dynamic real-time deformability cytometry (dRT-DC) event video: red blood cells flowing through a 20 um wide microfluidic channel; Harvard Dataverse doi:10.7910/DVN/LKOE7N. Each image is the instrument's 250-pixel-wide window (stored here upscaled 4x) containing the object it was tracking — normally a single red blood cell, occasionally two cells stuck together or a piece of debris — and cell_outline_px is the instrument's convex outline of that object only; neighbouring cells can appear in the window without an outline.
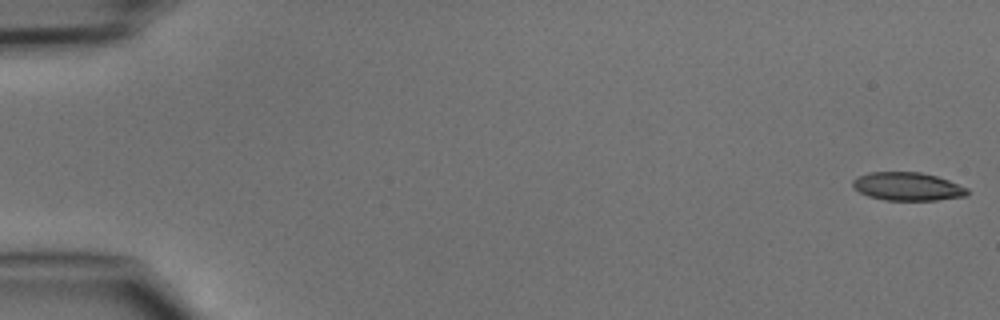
{"species": "common noctule bat (a hibernating species)", "species_latin": "Nyctalus noctula", "temperature_condition": "cold", "stored_images_in_passage": 48, "camera_frame_rate_fps": 3000, "um_per_image_px": 0.085, "animal": {"sex": "male", "body_mass_g": 15.6}, "frame": {"image": 1, "passage_image": 1, "time_ms": 0.0, "image_size_px": [1000, 320], "cell_outline_px": [[968, 192], [964, 196], [936, 200], [884, 200], [868, 196], [852, 188], [852, 180], [856, 176], [868, 172], [920, 172], [936, 176], [948, 180], [968, 188]], "centroid_in_image_um": [77.08, 15.84], "position_along_channel_um": 7.9, "area_um2": 18.9}}
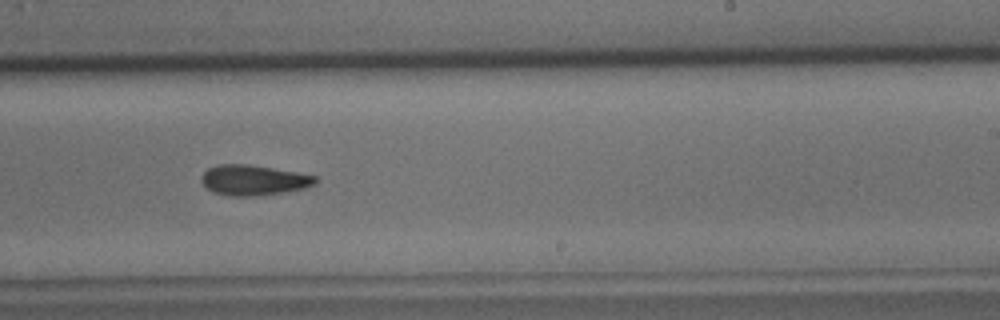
{"frame": {"image": 2, "passage_image": 30, "time_ms": 9.667, "image_size_px": [1000, 320], "cell_outline_px": [[316, 184], [304, 188], [280, 192], [252, 196], [232, 196], [212, 192], [200, 180], [200, 176], [208, 168], [220, 164], [248, 164], [296, 172], [316, 176]], "centroid_in_image_um": [21.51, 15.3], "position_along_channel_um": 267.5, "area_um2": 19.88}}
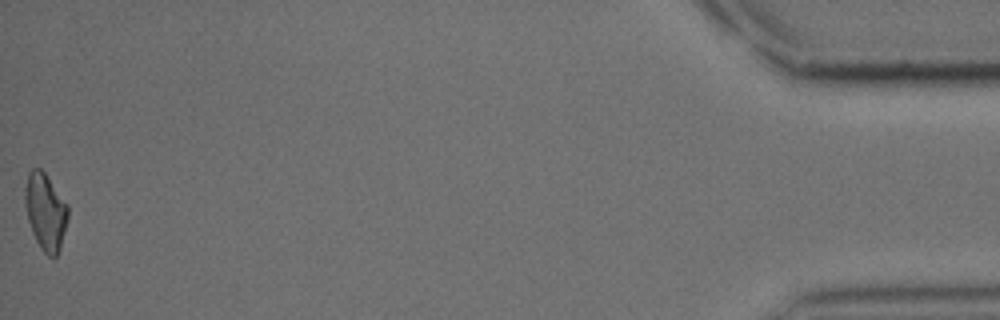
{"frame": {"image": 3, "passage_image": 48, "time_ms": 15.667, "image_size_px": [1000, 320], "cell_outline_px": [[68, 220], [60, 248], [56, 256], [48, 256], [40, 248], [32, 232], [28, 220], [24, 200], [24, 188], [28, 172], [32, 168], [40, 168], [44, 172], [68, 204]], "centroid_in_image_um": [3.86, 17.97], "position_along_channel_um": 431.3, "area_um2": 19.31}}